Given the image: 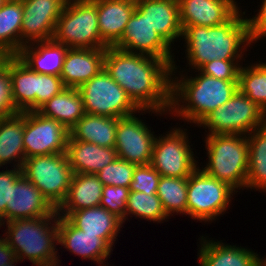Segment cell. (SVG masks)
I'll list each match as a JSON object with an SVG mask.
<instances>
[{
	"mask_svg": "<svg viewBox=\"0 0 266 266\" xmlns=\"http://www.w3.org/2000/svg\"><path fill=\"white\" fill-rule=\"evenodd\" d=\"M67 0H22L21 48L50 40Z\"/></svg>",
	"mask_w": 266,
	"mask_h": 266,
	"instance_id": "cell-15",
	"label": "cell"
},
{
	"mask_svg": "<svg viewBox=\"0 0 266 266\" xmlns=\"http://www.w3.org/2000/svg\"><path fill=\"white\" fill-rule=\"evenodd\" d=\"M182 29L216 26L228 21L240 8L235 0H177Z\"/></svg>",
	"mask_w": 266,
	"mask_h": 266,
	"instance_id": "cell-17",
	"label": "cell"
},
{
	"mask_svg": "<svg viewBox=\"0 0 266 266\" xmlns=\"http://www.w3.org/2000/svg\"><path fill=\"white\" fill-rule=\"evenodd\" d=\"M128 195L129 188L111 185L103 186L100 206L115 214L124 223Z\"/></svg>",
	"mask_w": 266,
	"mask_h": 266,
	"instance_id": "cell-37",
	"label": "cell"
},
{
	"mask_svg": "<svg viewBox=\"0 0 266 266\" xmlns=\"http://www.w3.org/2000/svg\"><path fill=\"white\" fill-rule=\"evenodd\" d=\"M22 21V0H7L0 9V56L20 51Z\"/></svg>",
	"mask_w": 266,
	"mask_h": 266,
	"instance_id": "cell-31",
	"label": "cell"
},
{
	"mask_svg": "<svg viewBox=\"0 0 266 266\" xmlns=\"http://www.w3.org/2000/svg\"><path fill=\"white\" fill-rule=\"evenodd\" d=\"M235 192L238 191L198 166L188 177L187 215L205 223L216 220L226 212Z\"/></svg>",
	"mask_w": 266,
	"mask_h": 266,
	"instance_id": "cell-7",
	"label": "cell"
},
{
	"mask_svg": "<svg viewBox=\"0 0 266 266\" xmlns=\"http://www.w3.org/2000/svg\"><path fill=\"white\" fill-rule=\"evenodd\" d=\"M187 187L188 177H160L156 194L168 217L174 213L187 215Z\"/></svg>",
	"mask_w": 266,
	"mask_h": 266,
	"instance_id": "cell-33",
	"label": "cell"
},
{
	"mask_svg": "<svg viewBox=\"0 0 266 266\" xmlns=\"http://www.w3.org/2000/svg\"><path fill=\"white\" fill-rule=\"evenodd\" d=\"M66 154L73 174H97L117 158L114 148L73 140L70 136Z\"/></svg>",
	"mask_w": 266,
	"mask_h": 266,
	"instance_id": "cell-22",
	"label": "cell"
},
{
	"mask_svg": "<svg viewBox=\"0 0 266 266\" xmlns=\"http://www.w3.org/2000/svg\"><path fill=\"white\" fill-rule=\"evenodd\" d=\"M185 130L174 127L155 138L150 165L161 176L189 177L199 166Z\"/></svg>",
	"mask_w": 266,
	"mask_h": 266,
	"instance_id": "cell-11",
	"label": "cell"
},
{
	"mask_svg": "<svg viewBox=\"0 0 266 266\" xmlns=\"http://www.w3.org/2000/svg\"><path fill=\"white\" fill-rule=\"evenodd\" d=\"M118 118L85 114L70 130L76 141L90 142L101 147L114 148Z\"/></svg>",
	"mask_w": 266,
	"mask_h": 266,
	"instance_id": "cell-30",
	"label": "cell"
},
{
	"mask_svg": "<svg viewBox=\"0 0 266 266\" xmlns=\"http://www.w3.org/2000/svg\"><path fill=\"white\" fill-rule=\"evenodd\" d=\"M208 162L202 170L229 184L245 189L248 176L247 135L212 134L205 137Z\"/></svg>",
	"mask_w": 266,
	"mask_h": 266,
	"instance_id": "cell-5",
	"label": "cell"
},
{
	"mask_svg": "<svg viewBox=\"0 0 266 266\" xmlns=\"http://www.w3.org/2000/svg\"><path fill=\"white\" fill-rule=\"evenodd\" d=\"M103 186L96 174H73L66 198L57 208L58 216L66 218L73 211L100 206Z\"/></svg>",
	"mask_w": 266,
	"mask_h": 266,
	"instance_id": "cell-26",
	"label": "cell"
},
{
	"mask_svg": "<svg viewBox=\"0 0 266 266\" xmlns=\"http://www.w3.org/2000/svg\"><path fill=\"white\" fill-rule=\"evenodd\" d=\"M240 60L216 59L205 63L198 70L208 76L221 80H238L239 70L242 64Z\"/></svg>",
	"mask_w": 266,
	"mask_h": 266,
	"instance_id": "cell-40",
	"label": "cell"
},
{
	"mask_svg": "<svg viewBox=\"0 0 266 266\" xmlns=\"http://www.w3.org/2000/svg\"><path fill=\"white\" fill-rule=\"evenodd\" d=\"M243 15L245 11L242 14L238 10L228 21L212 27L185 26L182 39H185L189 66L198 70L205 63L216 59L242 61V53L252 45L247 18Z\"/></svg>",
	"mask_w": 266,
	"mask_h": 266,
	"instance_id": "cell-2",
	"label": "cell"
},
{
	"mask_svg": "<svg viewBox=\"0 0 266 266\" xmlns=\"http://www.w3.org/2000/svg\"><path fill=\"white\" fill-rule=\"evenodd\" d=\"M96 7L101 39L109 47H113L122 38L136 3L126 0H96Z\"/></svg>",
	"mask_w": 266,
	"mask_h": 266,
	"instance_id": "cell-23",
	"label": "cell"
},
{
	"mask_svg": "<svg viewBox=\"0 0 266 266\" xmlns=\"http://www.w3.org/2000/svg\"><path fill=\"white\" fill-rule=\"evenodd\" d=\"M12 98V83L9 74V55L0 56V118L17 114Z\"/></svg>",
	"mask_w": 266,
	"mask_h": 266,
	"instance_id": "cell-38",
	"label": "cell"
},
{
	"mask_svg": "<svg viewBox=\"0 0 266 266\" xmlns=\"http://www.w3.org/2000/svg\"><path fill=\"white\" fill-rule=\"evenodd\" d=\"M129 53L144 54L165 60L172 70L178 67L171 46L150 26L136 8L125 26L122 38L113 46Z\"/></svg>",
	"mask_w": 266,
	"mask_h": 266,
	"instance_id": "cell-13",
	"label": "cell"
},
{
	"mask_svg": "<svg viewBox=\"0 0 266 266\" xmlns=\"http://www.w3.org/2000/svg\"><path fill=\"white\" fill-rule=\"evenodd\" d=\"M161 175L150 165H137L129 191L156 194Z\"/></svg>",
	"mask_w": 266,
	"mask_h": 266,
	"instance_id": "cell-39",
	"label": "cell"
},
{
	"mask_svg": "<svg viewBox=\"0 0 266 266\" xmlns=\"http://www.w3.org/2000/svg\"><path fill=\"white\" fill-rule=\"evenodd\" d=\"M70 133L60 122L38 111L24 112L23 145L26 158L65 153Z\"/></svg>",
	"mask_w": 266,
	"mask_h": 266,
	"instance_id": "cell-12",
	"label": "cell"
},
{
	"mask_svg": "<svg viewBox=\"0 0 266 266\" xmlns=\"http://www.w3.org/2000/svg\"><path fill=\"white\" fill-rule=\"evenodd\" d=\"M203 237L198 251L199 266H259L260 257L254 251Z\"/></svg>",
	"mask_w": 266,
	"mask_h": 266,
	"instance_id": "cell-24",
	"label": "cell"
},
{
	"mask_svg": "<svg viewBox=\"0 0 266 266\" xmlns=\"http://www.w3.org/2000/svg\"><path fill=\"white\" fill-rule=\"evenodd\" d=\"M23 135L24 112L0 118V168L13 161V168H22L26 159Z\"/></svg>",
	"mask_w": 266,
	"mask_h": 266,
	"instance_id": "cell-27",
	"label": "cell"
},
{
	"mask_svg": "<svg viewBox=\"0 0 266 266\" xmlns=\"http://www.w3.org/2000/svg\"><path fill=\"white\" fill-rule=\"evenodd\" d=\"M136 9L170 46L178 38L181 39L183 29L177 0H140L136 3Z\"/></svg>",
	"mask_w": 266,
	"mask_h": 266,
	"instance_id": "cell-20",
	"label": "cell"
},
{
	"mask_svg": "<svg viewBox=\"0 0 266 266\" xmlns=\"http://www.w3.org/2000/svg\"><path fill=\"white\" fill-rule=\"evenodd\" d=\"M143 121L135 114L118 118L114 149L119 159L136 165L150 164L156 135Z\"/></svg>",
	"mask_w": 266,
	"mask_h": 266,
	"instance_id": "cell-14",
	"label": "cell"
},
{
	"mask_svg": "<svg viewBox=\"0 0 266 266\" xmlns=\"http://www.w3.org/2000/svg\"><path fill=\"white\" fill-rule=\"evenodd\" d=\"M19 261V259L16 257L12 262H9L7 264H3L2 266H15V262L17 264V262Z\"/></svg>",
	"mask_w": 266,
	"mask_h": 266,
	"instance_id": "cell-45",
	"label": "cell"
},
{
	"mask_svg": "<svg viewBox=\"0 0 266 266\" xmlns=\"http://www.w3.org/2000/svg\"><path fill=\"white\" fill-rule=\"evenodd\" d=\"M248 176L246 189L266 193V124L247 135ZM260 189V190H259Z\"/></svg>",
	"mask_w": 266,
	"mask_h": 266,
	"instance_id": "cell-32",
	"label": "cell"
},
{
	"mask_svg": "<svg viewBox=\"0 0 266 266\" xmlns=\"http://www.w3.org/2000/svg\"><path fill=\"white\" fill-rule=\"evenodd\" d=\"M136 164L117 158L113 163L103 167L96 175L104 186L130 187Z\"/></svg>",
	"mask_w": 266,
	"mask_h": 266,
	"instance_id": "cell-36",
	"label": "cell"
},
{
	"mask_svg": "<svg viewBox=\"0 0 266 266\" xmlns=\"http://www.w3.org/2000/svg\"><path fill=\"white\" fill-rule=\"evenodd\" d=\"M58 215L57 209L23 174L11 185L10 204H6V223Z\"/></svg>",
	"mask_w": 266,
	"mask_h": 266,
	"instance_id": "cell-16",
	"label": "cell"
},
{
	"mask_svg": "<svg viewBox=\"0 0 266 266\" xmlns=\"http://www.w3.org/2000/svg\"><path fill=\"white\" fill-rule=\"evenodd\" d=\"M78 89L87 114L124 118L148 112L141 110L104 68Z\"/></svg>",
	"mask_w": 266,
	"mask_h": 266,
	"instance_id": "cell-9",
	"label": "cell"
},
{
	"mask_svg": "<svg viewBox=\"0 0 266 266\" xmlns=\"http://www.w3.org/2000/svg\"><path fill=\"white\" fill-rule=\"evenodd\" d=\"M265 124V111L237 90L230 100L208 114L197 126L208 128L206 135H248Z\"/></svg>",
	"mask_w": 266,
	"mask_h": 266,
	"instance_id": "cell-8",
	"label": "cell"
},
{
	"mask_svg": "<svg viewBox=\"0 0 266 266\" xmlns=\"http://www.w3.org/2000/svg\"><path fill=\"white\" fill-rule=\"evenodd\" d=\"M12 98L18 112L36 111L37 72L16 55H9Z\"/></svg>",
	"mask_w": 266,
	"mask_h": 266,
	"instance_id": "cell-29",
	"label": "cell"
},
{
	"mask_svg": "<svg viewBox=\"0 0 266 266\" xmlns=\"http://www.w3.org/2000/svg\"><path fill=\"white\" fill-rule=\"evenodd\" d=\"M66 219L74 227L83 230L87 234H99V237L111 248L123 225L119 217L102 206L73 211Z\"/></svg>",
	"mask_w": 266,
	"mask_h": 266,
	"instance_id": "cell-25",
	"label": "cell"
},
{
	"mask_svg": "<svg viewBox=\"0 0 266 266\" xmlns=\"http://www.w3.org/2000/svg\"><path fill=\"white\" fill-rule=\"evenodd\" d=\"M104 69L141 110L170 112L172 67L165 60L107 47Z\"/></svg>",
	"mask_w": 266,
	"mask_h": 266,
	"instance_id": "cell-1",
	"label": "cell"
},
{
	"mask_svg": "<svg viewBox=\"0 0 266 266\" xmlns=\"http://www.w3.org/2000/svg\"><path fill=\"white\" fill-rule=\"evenodd\" d=\"M52 39L69 48H107L100 36L96 0H67Z\"/></svg>",
	"mask_w": 266,
	"mask_h": 266,
	"instance_id": "cell-6",
	"label": "cell"
},
{
	"mask_svg": "<svg viewBox=\"0 0 266 266\" xmlns=\"http://www.w3.org/2000/svg\"><path fill=\"white\" fill-rule=\"evenodd\" d=\"M259 8L257 15L247 18L248 35L251 43H256L258 40L266 38V0H262Z\"/></svg>",
	"mask_w": 266,
	"mask_h": 266,
	"instance_id": "cell-43",
	"label": "cell"
},
{
	"mask_svg": "<svg viewBox=\"0 0 266 266\" xmlns=\"http://www.w3.org/2000/svg\"><path fill=\"white\" fill-rule=\"evenodd\" d=\"M15 258V252L10 248L7 241L0 238V266L12 262Z\"/></svg>",
	"mask_w": 266,
	"mask_h": 266,
	"instance_id": "cell-44",
	"label": "cell"
},
{
	"mask_svg": "<svg viewBox=\"0 0 266 266\" xmlns=\"http://www.w3.org/2000/svg\"><path fill=\"white\" fill-rule=\"evenodd\" d=\"M128 215L136 218H143L150 222L161 223L169 217L166 215L161 200L157 194L148 195L143 192L129 191L127 208L125 211V221Z\"/></svg>",
	"mask_w": 266,
	"mask_h": 266,
	"instance_id": "cell-35",
	"label": "cell"
},
{
	"mask_svg": "<svg viewBox=\"0 0 266 266\" xmlns=\"http://www.w3.org/2000/svg\"><path fill=\"white\" fill-rule=\"evenodd\" d=\"M259 266H266V258H259Z\"/></svg>",
	"mask_w": 266,
	"mask_h": 266,
	"instance_id": "cell-46",
	"label": "cell"
},
{
	"mask_svg": "<svg viewBox=\"0 0 266 266\" xmlns=\"http://www.w3.org/2000/svg\"><path fill=\"white\" fill-rule=\"evenodd\" d=\"M7 0H0V9Z\"/></svg>",
	"mask_w": 266,
	"mask_h": 266,
	"instance_id": "cell-47",
	"label": "cell"
},
{
	"mask_svg": "<svg viewBox=\"0 0 266 266\" xmlns=\"http://www.w3.org/2000/svg\"><path fill=\"white\" fill-rule=\"evenodd\" d=\"M21 171L56 209L65 200L73 176L66 152L26 158Z\"/></svg>",
	"mask_w": 266,
	"mask_h": 266,
	"instance_id": "cell-10",
	"label": "cell"
},
{
	"mask_svg": "<svg viewBox=\"0 0 266 266\" xmlns=\"http://www.w3.org/2000/svg\"><path fill=\"white\" fill-rule=\"evenodd\" d=\"M195 72H198L195 77L186 74L177 77L174 76L177 72L171 70V77L174 78H171L169 114L198 125L208 114L232 98L238 90V80H221L199 70Z\"/></svg>",
	"mask_w": 266,
	"mask_h": 266,
	"instance_id": "cell-3",
	"label": "cell"
},
{
	"mask_svg": "<svg viewBox=\"0 0 266 266\" xmlns=\"http://www.w3.org/2000/svg\"><path fill=\"white\" fill-rule=\"evenodd\" d=\"M58 215L16 219L6 223L4 239L21 262L36 266H59L57 256ZM54 222V223H53ZM56 244V245H55Z\"/></svg>",
	"mask_w": 266,
	"mask_h": 266,
	"instance_id": "cell-4",
	"label": "cell"
},
{
	"mask_svg": "<svg viewBox=\"0 0 266 266\" xmlns=\"http://www.w3.org/2000/svg\"><path fill=\"white\" fill-rule=\"evenodd\" d=\"M69 47L53 39L24 45L16 56L39 74L60 77Z\"/></svg>",
	"mask_w": 266,
	"mask_h": 266,
	"instance_id": "cell-21",
	"label": "cell"
},
{
	"mask_svg": "<svg viewBox=\"0 0 266 266\" xmlns=\"http://www.w3.org/2000/svg\"><path fill=\"white\" fill-rule=\"evenodd\" d=\"M22 175L21 169L6 167L0 172V221L4 226L6 222V204H10L11 185Z\"/></svg>",
	"mask_w": 266,
	"mask_h": 266,
	"instance_id": "cell-42",
	"label": "cell"
},
{
	"mask_svg": "<svg viewBox=\"0 0 266 266\" xmlns=\"http://www.w3.org/2000/svg\"><path fill=\"white\" fill-rule=\"evenodd\" d=\"M58 244L84 260L89 259L101 265L113 251L99 234H87L62 216H58Z\"/></svg>",
	"mask_w": 266,
	"mask_h": 266,
	"instance_id": "cell-18",
	"label": "cell"
},
{
	"mask_svg": "<svg viewBox=\"0 0 266 266\" xmlns=\"http://www.w3.org/2000/svg\"><path fill=\"white\" fill-rule=\"evenodd\" d=\"M238 90L255 102L266 113V62L241 66L238 74Z\"/></svg>",
	"mask_w": 266,
	"mask_h": 266,
	"instance_id": "cell-34",
	"label": "cell"
},
{
	"mask_svg": "<svg viewBox=\"0 0 266 266\" xmlns=\"http://www.w3.org/2000/svg\"><path fill=\"white\" fill-rule=\"evenodd\" d=\"M126 1H130V2H133V3H137L140 0H126Z\"/></svg>",
	"mask_w": 266,
	"mask_h": 266,
	"instance_id": "cell-48",
	"label": "cell"
},
{
	"mask_svg": "<svg viewBox=\"0 0 266 266\" xmlns=\"http://www.w3.org/2000/svg\"><path fill=\"white\" fill-rule=\"evenodd\" d=\"M106 48H69L60 77L65 87L79 88L104 68Z\"/></svg>",
	"mask_w": 266,
	"mask_h": 266,
	"instance_id": "cell-19",
	"label": "cell"
},
{
	"mask_svg": "<svg viewBox=\"0 0 266 266\" xmlns=\"http://www.w3.org/2000/svg\"><path fill=\"white\" fill-rule=\"evenodd\" d=\"M65 88L61 77L37 73L36 111Z\"/></svg>",
	"mask_w": 266,
	"mask_h": 266,
	"instance_id": "cell-41",
	"label": "cell"
},
{
	"mask_svg": "<svg viewBox=\"0 0 266 266\" xmlns=\"http://www.w3.org/2000/svg\"><path fill=\"white\" fill-rule=\"evenodd\" d=\"M37 111L45 117L60 122L68 130L86 114L79 89L69 87L53 96Z\"/></svg>",
	"mask_w": 266,
	"mask_h": 266,
	"instance_id": "cell-28",
	"label": "cell"
}]
</instances>
